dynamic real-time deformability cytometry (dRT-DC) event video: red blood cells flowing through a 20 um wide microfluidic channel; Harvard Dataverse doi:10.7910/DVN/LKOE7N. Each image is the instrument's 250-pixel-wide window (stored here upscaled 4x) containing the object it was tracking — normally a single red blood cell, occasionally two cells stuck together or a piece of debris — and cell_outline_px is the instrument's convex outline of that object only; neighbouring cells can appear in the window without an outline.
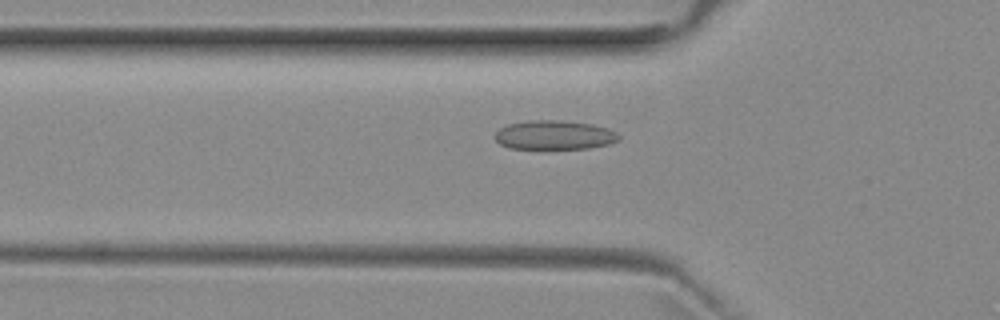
{"species": "common noctule bat (a hibernating species)", "species_latin": "Nyctalus noctula", "temperature_condition": "room temperature", "stored_images_in_passage": 52, "camera_frame_rate_fps": 3000, "um_per_image_px": 0.085, "animal": {"sex": "female", "body_mass_g": 29.2, "forearm_length_mm": 56.3}, "frame": {"image": 1, "passage_image": 17, "time_ms": 5.333, "image_size_px": [1000, 320], "cell_outline_px": [[620, 140], [608, 144], [588, 148], [508, 148], [500, 144], [492, 136], [500, 128], [508, 124], [528, 120], [556, 120], [592, 124], [608, 128], [616, 132], [620, 136]], "centroid_in_image_um": [47.1, 11.47], "position_along_channel_um": 78.7, "area_um2": 20.98}}
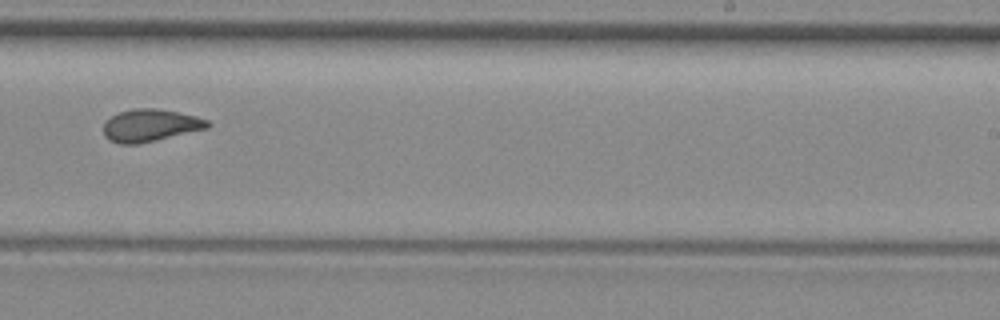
{"frame": {"image": 2, "passage_image": 32, "time_ms": 10.333, "image_size_px": [1000, 320], "cell_outline_px": [[212, 124], [208, 128], [136, 144], [120, 144], [108, 140], [104, 136], [104, 120], [120, 112], [132, 108], [156, 108], [196, 116], [208, 120]], "centroid_in_image_um": [12.75, 10.65], "position_along_channel_um": 276.3, "area_um2": 19.54}}
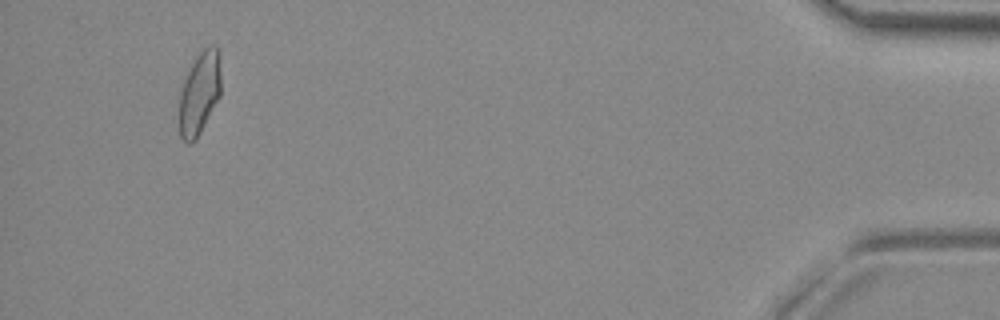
{"frame": {"image": 3, "passage_image": 49, "time_ms": 16.0, "image_size_px": [1000, 320], "cell_outline_px": [[220, 96], [196, 140], [188, 144], [180, 136], [180, 92], [184, 80], [196, 56], [204, 48], [216, 48], [220, 52]], "centroid_in_image_um": [16.97, 7.94], "position_along_channel_um": 418.2, "area_um2": 19.77}, "authors_computed_cell_mechanics": {"area_um2": 20.0566, "velocity_mm_per_s": 3.9444, "shape_relaxation_time_tau1_ms": null, "shape_relaxation_time_tau2_ms": 1.3946, "deformation_change_tau1": null, "deformation_change_tau2": 0.054}}